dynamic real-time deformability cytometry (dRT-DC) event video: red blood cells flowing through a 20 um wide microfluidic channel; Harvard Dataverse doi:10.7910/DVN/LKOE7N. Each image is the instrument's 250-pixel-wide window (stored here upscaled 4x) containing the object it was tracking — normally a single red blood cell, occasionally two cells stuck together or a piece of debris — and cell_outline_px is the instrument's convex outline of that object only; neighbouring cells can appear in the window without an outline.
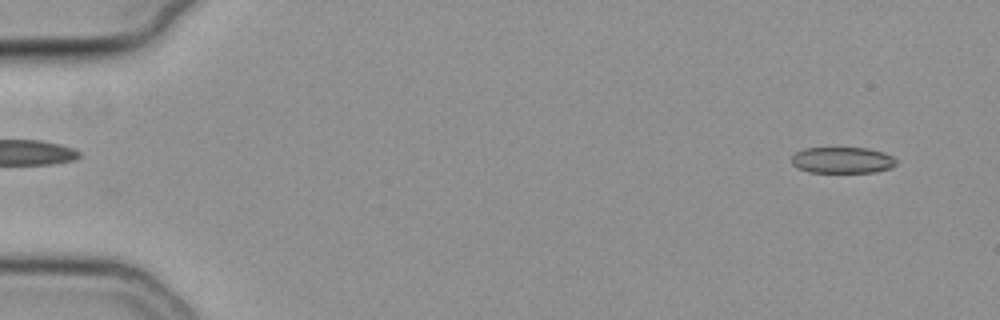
{"species": "common noctule bat (a hibernating species)", "species_latin": "Nyctalus noctula", "temperature_condition": "cold", "stored_images_in_passage": 21, "camera_frame_rate_fps": 3000, "um_per_image_px": 0.085, "animal": {"sex": "female", "body_mass_g": 19.3, "forearm_length_mm": 54.1}, "frame": {"image": 1, "passage_image": 4, "time_ms": 1.0, "image_size_px": [1000, 320], "cell_outline_px": [[896, 164], [892, 168], [876, 172], [808, 172], [796, 168], [792, 164], [792, 156], [796, 152], [804, 148], [868, 148], [884, 152], [892, 156], [896, 160]], "centroid_in_image_um": [71.6, 13.62], "position_along_channel_um": 13.4, "area_um2": 16.13}}
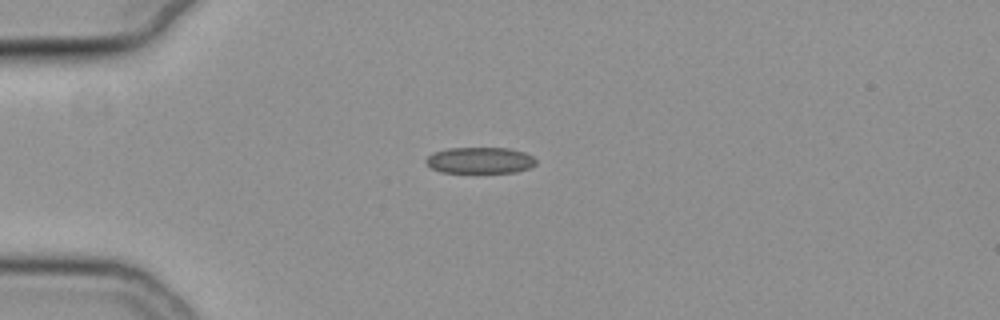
{"frame": {"image": 2, "passage_image": 15, "time_ms": 4.667, "image_size_px": [1000, 320], "cell_outline_px": [[536, 164], [528, 168], [516, 172], [440, 172], [432, 168], [424, 160], [432, 152], [448, 148], [508, 148], [524, 152], [532, 156], [536, 160]], "centroid_in_image_um": [40.78, 13.62], "position_along_channel_um": 44.2, "area_um2": 16.76}}
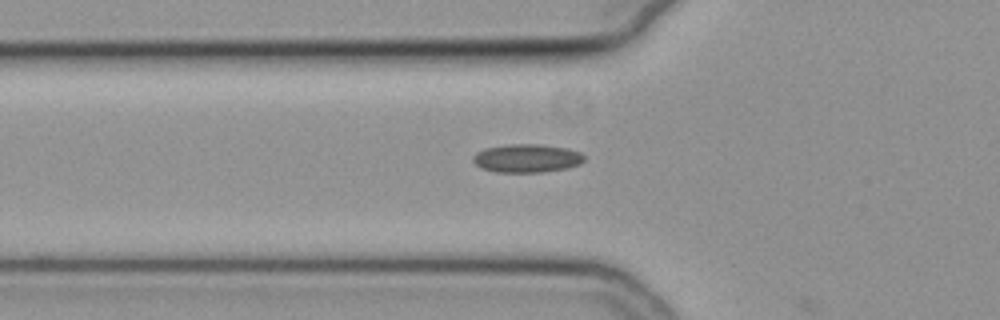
{"frame": {"image": 3, "passage_image": 20, "time_ms": 6.333, "image_size_px": [1000, 320], "cell_outline_px": [[584, 160], [580, 164], [568, 168], [540, 172], [496, 172], [480, 168], [472, 160], [472, 156], [476, 152], [484, 148], [508, 144], [536, 144], [564, 148], [580, 152], [584, 156]], "centroid_in_image_um": [44.74, 13.45], "position_along_channel_um": 81.1, "area_um2": 18.38}}